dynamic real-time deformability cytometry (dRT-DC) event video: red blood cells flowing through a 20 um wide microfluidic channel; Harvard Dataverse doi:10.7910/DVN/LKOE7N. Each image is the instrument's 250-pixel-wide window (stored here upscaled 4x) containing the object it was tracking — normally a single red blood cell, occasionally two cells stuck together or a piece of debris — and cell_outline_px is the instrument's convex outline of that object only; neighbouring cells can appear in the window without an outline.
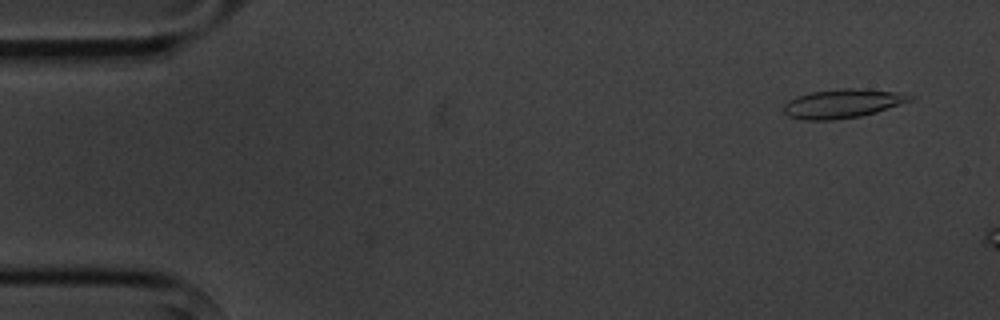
{"species": "common noctule bat (a hibernating species)", "species_latin": "Nyctalus noctula", "temperature_condition": "cold", "stored_images_in_passage": 3, "camera_frame_rate_fps": 3000, "um_per_image_px": 0.085, "animal": {"sex": "male", "body_mass_g": 20.1, "forearm_length_mm": 53.5}, "frame": {"image": 1, "passage_image": 1, "time_ms": 0.0, "image_size_px": [1000, 320], "cell_outline_px": [[916, 96], [912, 100], [876, 112], [860, 116], [832, 120], [804, 120], [788, 116], [784, 112], [784, 104], [788, 100], [796, 96], [812, 92], [844, 88], [864, 88], [904, 92]], "centroid_in_image_um": [71.66, 8.78], "position_along_channel_um": 13.3, "area_um2": 21.5}}